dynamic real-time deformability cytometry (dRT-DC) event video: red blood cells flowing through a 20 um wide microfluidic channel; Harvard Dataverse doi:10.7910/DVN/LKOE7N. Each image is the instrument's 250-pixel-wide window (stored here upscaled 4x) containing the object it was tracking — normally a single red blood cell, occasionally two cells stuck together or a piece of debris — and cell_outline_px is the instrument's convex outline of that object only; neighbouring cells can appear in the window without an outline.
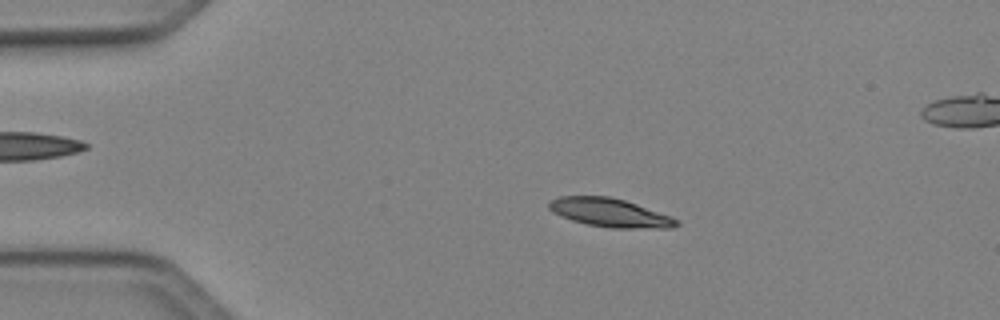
{"species": "Egyptian fruit bat (a non-hibernating species)", "species_latin": "Rousettus aegyptiacus", "temperature_condition": "cold", "stored_images_in_passage": 44, "segment_of_instrument_passage": [1, 2], "camera_frame_rate_fps": 3000, "um_per_image_px": 0.085, "animal": {"sex": "female"}, "frame": {"image": 1, "passage_image": 3, "time_ms": 0.667, "image_size_px": [1000, 320], "cell_outline_px": [[680, 224], [672, 228], [612, 228], [588, 224], [572, 220], [552, 212], [548, 208], [548, 200], [560, 196], [608, 196], [624, 200], [672, 216], [680, 220]], "centroid_in_image_um": [51.85, 18.08], "position_along_channel_um": 33.1, "area_um2": 21.27}}
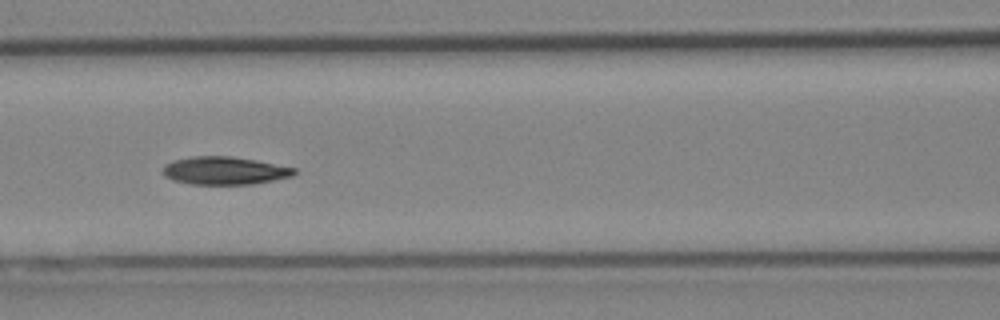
{"frame": {"image": 2, "passage_image": 15, "time_ms": 4.667, "image_size_px": [1000, 320], "cell_outline_px": [[296, 172], [292, 176], [252, 184], [188, 184], [172, 180], [164, 176], [160, 172], [164, 164], [172, 160], [192, 156], [232, 156], [256, 160], [296, 168]], "centroid_in_image_um": [19.01, 14.5], "position_along_channel_um": 147.6, "area_um2": 21.56}}
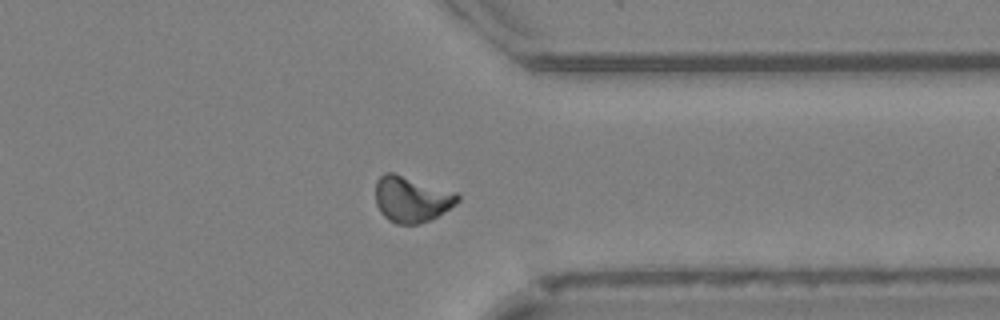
{"frame": {"image": 3, "passage_image": 32, "time_ms": 10.333, "image_size_px": [1000, 320], "cell_outline_px": [[460, 200], [456, 204], [436, 216], [428, 220], [416, 224], [396, 224], [388, 220], [380, 212], [376, 204], [376, 180], [384, 172], [392, 172], [456, 192], [460, 196]], "centroid_in_image_um": [34.96, 16.92], "position_along_channel_um": 376.4, "area_um2": 21.85}}